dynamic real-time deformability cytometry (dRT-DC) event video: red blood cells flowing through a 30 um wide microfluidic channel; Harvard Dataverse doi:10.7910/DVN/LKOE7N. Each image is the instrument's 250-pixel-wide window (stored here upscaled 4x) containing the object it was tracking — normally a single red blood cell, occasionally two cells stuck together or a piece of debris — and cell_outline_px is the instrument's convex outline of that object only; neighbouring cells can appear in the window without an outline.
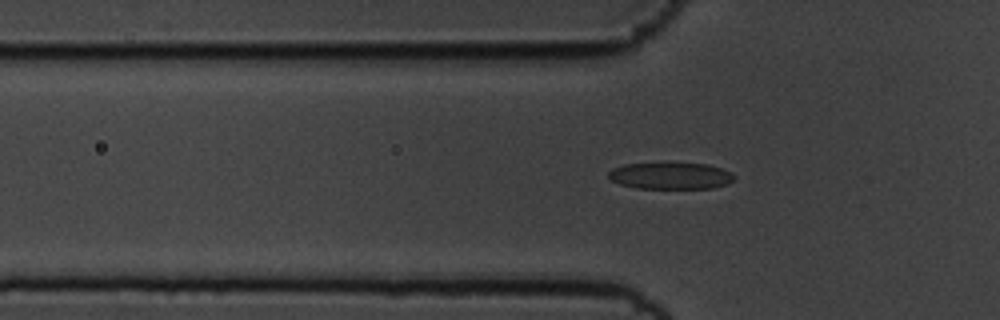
{"species": "common noctule bat (a hibernating species)", "species_latin": "Nyctalus noctula", "temperature_condition": "cold", "stored_images_in_passage": 53, "camera_frame_rate_fps": 3000, "um_per_image_px": 0.085, "animal": {"sex": "male", "body_mass_g": 19.5, "forearm_length_mm": 54.6}, "frame": {"image": 1, "passage_image": 19, "time_ms": 6.0, "image_size_px": [1000, 320], "cell_outline_px": [[736, 176], [732, 180], [724, 184], [712, 188], [636, 188], [620, 184], [612, 180], [608, 176], [608, 172], [612, 168], [624, 164], [664, 160], [708, 164], [732, 172]], "centroid_in_image_um": [56.96, 14.88], "position_along_channel_um": 68.8, "area_um2": 20.4}}
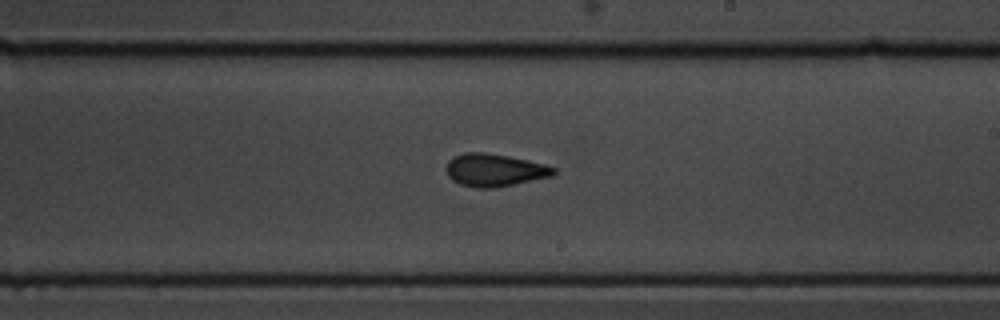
{"frame": {"image": 2, "passage_image": 34, "time_ms": 11.0, "image_size_px": [1000, 320], "cell_outline_px": [[556, 172], [552, 176], [496, 188], [476, 188], [460, 184], [452, 180], [448, 176], [444, 168], [448, 160], [464, 152], [484, 152], [508, 156], [528, 160], [544, 164], [556, 168]], "centroid_in_image_um": [42.01, 14.46], "position_along_channel_um": 247.0, "area_um2": 20.58}}
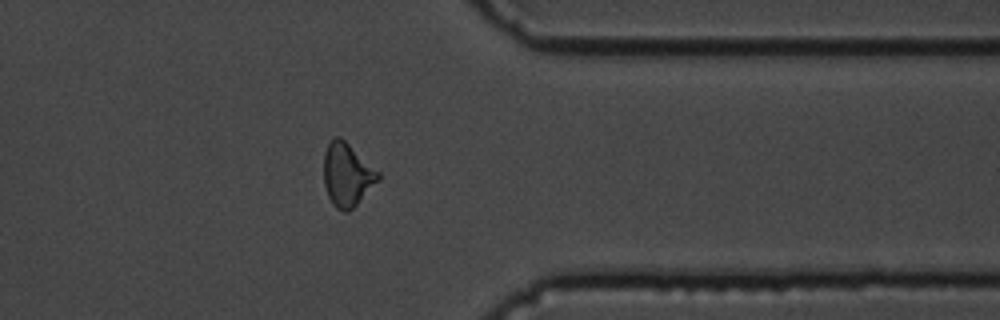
{"frame": {"image": 3, "passage_image": 46, "time_ms": 15.0, "image_size_px": [1000, 320], "cell_outline_px": [[380, 180], [348, 212], [344, 212], [336, 208], [332, 204], [328, 196], [324, 184], [324, 152], [328, 144], [336, 136], [340, 136], [380, 172]], "centroid_in_image_um": [29.51, 14.85], "position_along_channel_um": 381.9, "area_um2": 20.0}}